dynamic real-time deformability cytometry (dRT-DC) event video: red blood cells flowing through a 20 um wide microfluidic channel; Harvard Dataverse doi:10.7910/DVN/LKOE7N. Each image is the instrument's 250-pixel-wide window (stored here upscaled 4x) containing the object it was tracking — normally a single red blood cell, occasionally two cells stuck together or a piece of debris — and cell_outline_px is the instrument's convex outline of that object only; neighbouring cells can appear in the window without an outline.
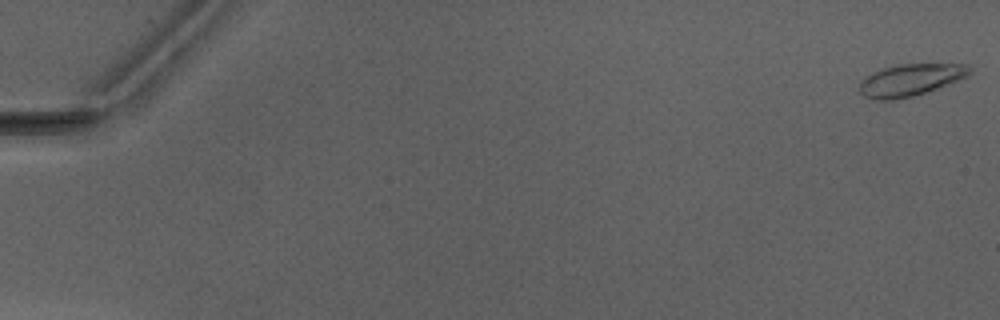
{"species": "Egyptian fruit bat (a non-hibernating species)", "species_latin": "Rousettus aegyptiacus", "temperature_condition": "warm", "stored_images_in_passage": 12, "camera_frame_rate_fps": 3000, "um_per_image_px": 0.085, "animal": {"sex": "male"}, "frame": {"image": 1, "passage_image": 1, "time_ms": 0.0, "image_size_px": [1000, 320], "cell_outline_px": [[972, 72], [968, 76], [936, 88], [912, 96], [896, 100], [872, 100], [864, 96], [860, 92], [860, 84], [872, 72], [896, 64], [968, 64], [972, 68]], "centroid_in_image_um": [77.4, 6.79], "position_along_channel_um": 7.6, "area_um2": 20.35}}